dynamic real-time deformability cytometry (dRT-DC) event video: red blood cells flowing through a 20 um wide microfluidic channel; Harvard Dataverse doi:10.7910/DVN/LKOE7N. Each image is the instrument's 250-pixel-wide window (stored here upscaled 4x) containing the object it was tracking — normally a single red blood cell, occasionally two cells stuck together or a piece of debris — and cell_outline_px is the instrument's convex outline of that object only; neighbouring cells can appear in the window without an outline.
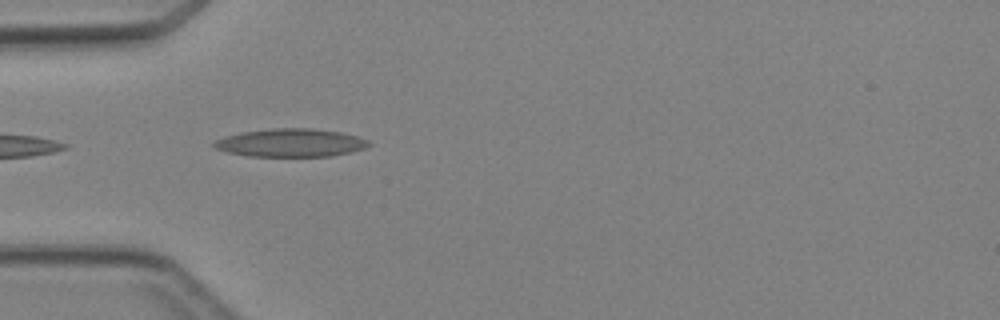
{"species": "Egyptian fruit bat (a non-hibernating species)", "species_latin": "Rousettus aegyptiacus", "temperature_condition": "cold", "stored_images_in_passage": 2, "camera_frame_rate_fps": 3000, "um_per_image_px": 0.085, "animal": {"sex": "female"}, "frame": {"image": 1, "passage_image": 2, "time_ms": 1.333, "image_size_px": [1000, 320], "cell_outline_px": [[372, 144], [364, 148], [352, 152], [328, 156], [248, 156], [228, 152], [212, 148], [212, 144], [216, 140], [224, 136], [240, 132], [272, 128], [312, 128], [340, 132], [360, 136], [368, 140]], "centroid_in_image_um": [24.7, 12.13], "position_along_channel_um": 60.3, "area_um2": 25.55}}